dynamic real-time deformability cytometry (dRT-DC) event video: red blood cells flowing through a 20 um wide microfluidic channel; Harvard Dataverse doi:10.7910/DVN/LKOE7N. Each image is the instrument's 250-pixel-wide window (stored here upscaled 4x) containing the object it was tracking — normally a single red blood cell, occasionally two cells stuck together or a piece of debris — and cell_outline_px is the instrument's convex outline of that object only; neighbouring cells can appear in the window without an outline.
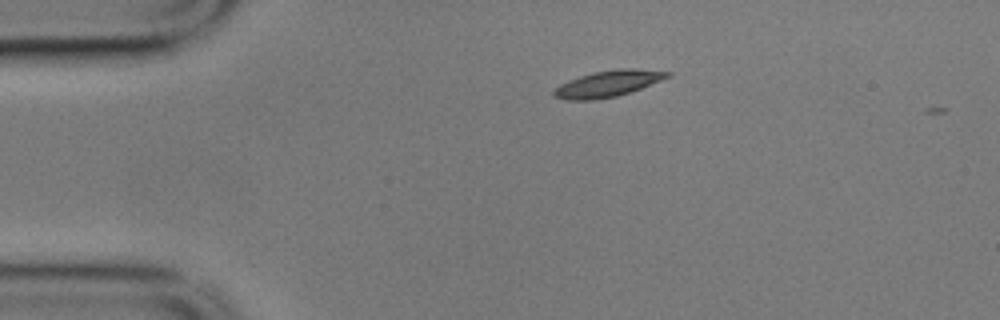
{"species": "common noctule bat (a hibernating species)", "species_latin": "Nyctalus noctula", "temperature_condition": "cold", "stored_images_in_passage": 3, "camera_frame_rate_fps": 3000, "um_per_image_px": 0.085, "animal": {"sex": "male", "body_mass_g": 17.9}, "frame": {"image": 1, "passage_image": 1, "time_ms": 0.0, "image_size_px": [1000, 320], "cell_outline_px": [[672, 76], [640, 88], [616, 96], [592, 100], [568, 100], [552, 96], [552, 92], [560, 84], [568, 80], [592, 72], [620, 68], [632, 68], [672, 72]], "centroid_in_image_um": [51.66, 7.1], "position_along_channel_um": 33.3, "area_um2": 17.28}}